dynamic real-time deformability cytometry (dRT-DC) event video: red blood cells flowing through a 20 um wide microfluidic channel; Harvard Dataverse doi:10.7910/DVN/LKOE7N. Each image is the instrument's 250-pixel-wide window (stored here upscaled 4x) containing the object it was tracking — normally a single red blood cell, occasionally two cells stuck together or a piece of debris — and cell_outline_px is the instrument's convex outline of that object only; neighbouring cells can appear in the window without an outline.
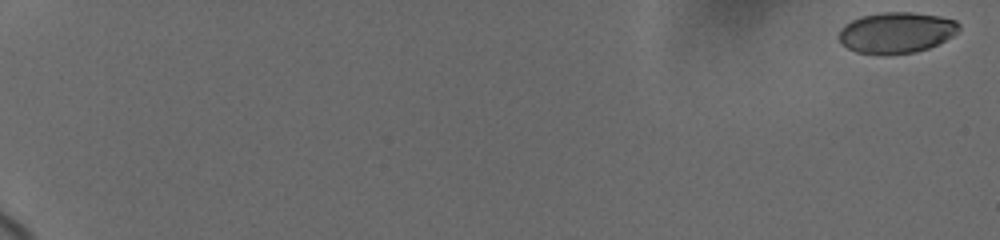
{"species": "human", "species_latin": "Homo sapiens", "temperature_condition": "cold", "stored_images_in_passage": 45, "camera_frame_rate_fps": 3000, "um_per_image_px": 0.085, "donor": {"sex": "female"}, "frame": {"image": 1, "passage_image": 1, "time_ms": 0.0, "image_size_px": [1000, 240], "cell_outline_px": [[960, 28], [952, 36], [928, 48], [916, 52], [856, 52], [840, 44], [836, 36], [840, 28], [844, 24], [860, 16], [884, 12], [912, 12], [940, 16], [956, 20], [960, 24]], "centroid_in_image_um": [76.16, 2.73], "position_along_channel_um": 8.8, "area_um2": 28.32}}
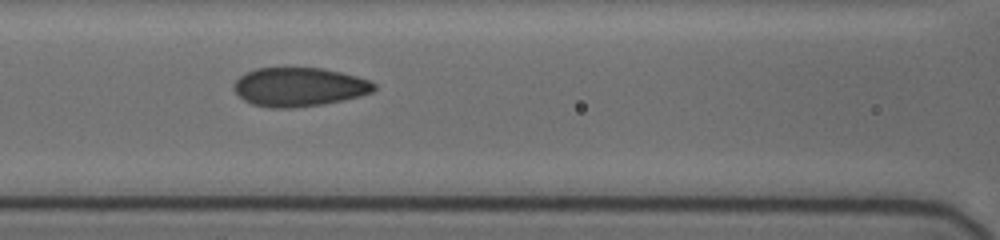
{"frame": {"image": 2, "passage_image": 26, "time_ms": 9.667, "image_size_px": [1000, 240], "cell_outline_px": [[376, 88], [372, 92], [360, 96], [344, 100], [324, 104], [292, 108], [272, 108], [252, 104], [244, 100], [232, 88], [232, 84], [240, 76], [256, 68], [320, 68], [340, 72], [356, 76], [368, 80], [376, 84]], "centroid_in_image_um": [25.42, 7.4], "position_along_channel_um": 141.2, "area_um2": 31.73}}
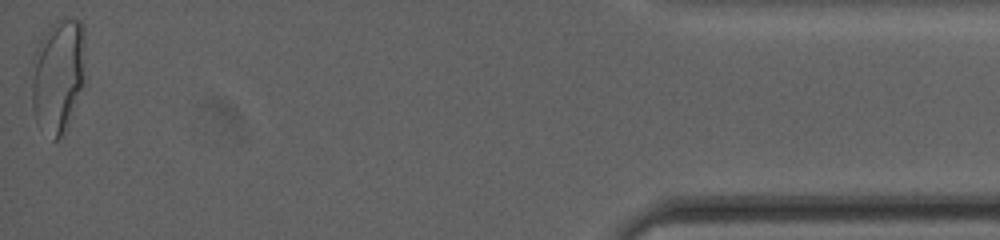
{"frame": {"image": 3, "passage_image": 45, "time_ms": 19.333, "image_size_px": [1000, 240], "cell_outline_px": [[84, 84], [64, 128], [60, 136], [56, 140], [52, 140], [36, 124], [32, 108], [32, 56], [40, 40], [52, 24], [56, 20], [68, 16], [80, 20], [84, 24]], "centroid_in_image_um": [4.92, 6.36], "position_along_channel_um": 430.3, "area_um2": 35.84}, "authors_computed_cell_mechanics": {"area_um2": 30.923, "velocity_mm_per_s": 3.6952, "shape_relaxation_time_tau1_ms": 4.2032, "shape_relaxation_time_tau2_ms": 0.7997, "deformation_change_tau1": 0.149, "deformation_change_tau2": 0.0536}}